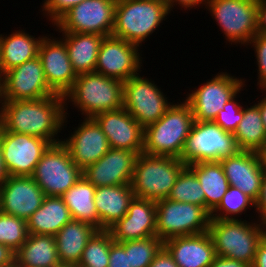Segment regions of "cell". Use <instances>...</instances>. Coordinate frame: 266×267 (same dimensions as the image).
Masks as SVG:
<instances>
[{"label":"cell","instance_id":"6da1fadb","mask_svg":"<svg viewBox=\"0 0 266 267\" xmlns=\"http://www.w3.org/2000/svg\"><path fill=\"white\" fill-rule=\"evenodd\" d=\"M67 115L62 95L38 100L3 101L0 127L7 132L28 134L55 144L62 141L58 133L66 126Z\"/></svg>","mask_w":266,"mask_h":267},{"label":"cell","instance_id":"7a4b0ae2","mask_svg":"<svg viewBox=\"0 0 266 267\" xmlns=\"http://www.w3.org/2000/svg\"><path fill=\"white\" fill-rule=\"evenodd\" d=\"M172 104L155 123L144 128L143 153L181 159L194 116L190 105L183 100Z\"/></svg>","mask_w":266,"mask_h":267},{"label":"cell","instance_id":"3957f363","mask_svg":"<svg viewBox=\"0 0 266 267\" xmlns=\"http://www.w3.org/2000/svg\"><path fill=\"white\" fill-rule=\"evenodd\" d=\"M65 97L84 117L123 108V82L97 72L79 74ZM68 103V104H67Z\"/></svg>","mask_w":266,"mask_h":267},{"label":"cell","instance_id":"277c9868","mask_svg":"<svg viewBox=\"0 0 266 267\" xmlns=\"http://www.w3.org/2000/svg\"><path fill=\"white\" fill-rule=\"evenodd\" d=\"M170 13L165 0H116L111 35L140 47Z\"/></svg>","mask_w":266,"mask_h":267},{"label":"cell","instance_id":"5b68a950","mask_svg":"<svg viewBox=\"0 0 266 267\" xmlns=\"http://www.w3.org/2000/svg\"><path fill=\"white\" fill-rule=\"evenodd\" d=\"M251 221L240 218L211 219L208 232L213 240L216 255L244 262L251 267L258 243L266 234L264 223Z\"/></svg>","mask_w":266,"mask_h":267},{"label":"cell","instance_id":"8992f818","mask_svg":"<svg viewBox=\"0 0 266 267\" xmlns=\"http://www.w3.org/2000/svg\"><path fill=\"white\" fill-rule=\"evenodd\" d=\"M186 166L179 158L138 154L131 181L134 196L152 201L168 198Z\"/></svg>","mask_w":266,"mask_h":267},{"label":"cell","instance_id":"52a82bcc","mask_svg":"<svg viewBox=\"0 0 266 267\" xmlns=\"http://www.w3.org/2000/svg\"><path fill=\"white\" fill-rule=\"evenodd\" d=\"M239 150L233 133L226 132L213 121H194L181 160L187 166L198 162H219Z\"/></svg>","mask_w":266,"mask_h":267},{"label":"cell","instance_id":"ba28073f","mask_svg":"<svg viewBox=\"0 0 266 267\" xmlns=\"http://www.w3.org/2000/svg\"><path fill=\"white\" fill-rule=\"evenodd\" d=\"M211 216L201 206L168 198L156 201V236L165 242L174 237L208 231Z\"/></svg>","mask_w":266,"mask_h":267},{"label":"cell","instance_id":"9c48e42d","mask_svg":"<svg viewBox=\"0 0 266 267\" xmlns=\"http://www.w3.org/2000/svg\"><path fill=\"white\" fill-rule=\"evenodd\" d=\"M258 0H208L205 8L218 23L226 41L246 46L257 34Z\"/></svg>","mask_w":266,"mask_h":267},{"label":"cell","instance_id":"30bf717a","mask_svg":"<svg viewBox=\"0 0 266 267\" xmlns=\"http://www.w3.org/2000/svg\"><path fill=\"white\" fill-rule=\"evenodd\" d=\"M82 175L66 146L59 142L48 147L31 177L46 196H62Z\"/></svg>","mask_w":266,"mask_h":267},{"label":"cell","instance_id":"8fae6325","mask_svg":"<svg viewBox=\"0 0 266 267\" xmlns=\"http://www.w3.org/2000/svg\"><path fill=\"white\" fill-rule=\"evenodd\" d=\"M149 79L138 74L123 82V108L143 128L157 122L173 104Z\"/></svg>","mask_w":266,"mask_h":267},{"label":"cell","instance_id":"7c38bea8","mask_svg":"<svg viewBox=\"0 0 266 267\" xmlns=\"http://www.w3.org/2000/svg\"><path fill=\"white\" fill-rule=\"evenodd\" d=\"M243 78L231 76L227 72H218L213 78L191 90L185 101L190 105L194 121H214L218 112L242 87L246 86Z\"/></svg>","mask_w":266,"mask_h":267},{"label":"cell","instance_id":"4fadbf2b","mask_svg":"<svg viewBox=\"0 0 266 267\" xmlns=\"http://www.w3.org/2000/svg\"><path fill=\"white\" fill-rule=\"evenodd\" d=\"M116 0H85L66 12L53 26L58 32L112 34Z\"/></svg>","mask_w":266,"mask_h":267},{"label":"cell","instance_id":"5bb4252c","mask_svg":"<svg viewBox=\"0 0 266 267\" xmlns=\"http://www.w3.org/2000/svg\"><path fill=\"white\" fill-rule=\"evenodd\" d=\"M50 145L43 138L7 132L0 127V146L8 176H31Z\"/></svg>","mask_w":266,"mask_h":267},{"label":"cell","instance_id":"9a60e30c","mask_svg":"<svg viewBox=\"0 0 266 267\" xmlns=\"http://www.w3.org/2000/svg\"><path fill=\"white\" fill-rule=\"evenodd\" d=\"M139 46L113 35L104 36L95 72L122 82L141 73L142 55Z\"/></svg>","mask_w":266,"mask_h":267},{"label":"cell","instance_id":"2e32d148","mask_svg":"<svg viewBox=\"0 0 266 267\" xmlns=\"http://www.w3.org/2000/svg\"><path fill=\"white\" fill-rule=\"evenodd\" d=\"M3 101L38 100L56 95L48 86L39 57L3 74Z\"/></svg>","mask_w":266,"mask_h":267},{"label":"cell","instance_id":"e0dca14e","mask_svg":"<svg viewBox=\"0 0 266 267\" xmlns=\"http://www.w3.org/2000/svg\"><path fill=\"white\" fill-rule=\"evenodd\" d=\"M49 36L43 35L38 48V57L49 88L55 94L65 96L73 87L78 75L72 67L64 41Z\"/></svg>","mask_w":266,"mask_h":267},{"label":"cell","instance_id":"ac0fdd59","mask_svg":"<svg viewBox=\"0 0 266 267\" xmlns=\"http://www.w3.org/2000/svg\"><path fill=\"white\" fill-rule=\"evenodd\" d=\"M45 197L31 176H8L0 187V211L27 221Z\"/></svg>","mask_w":266,"mask_h":267},{"label":"cell","instance_id":"d6986e66","mask_svg":"<svg viewBox=\"0 0 266 267\" xmlns=\"http://www.w3.org/2000/svg\"><path fill=\"white\" fill-rule=\"evenodd\" d=\"M83 122L61 142L68 149L73 162L83 171L97 162L111 148L107 137L92 117Z\"/></svg>","mask_w":266,"mask_h":267},{"label":"cell","instance_id":"ffe728a7","mask_svg":"<svg viewBox=\"0 0 266 267\" xmlns=\"http://www.w3.org/2000/svg\"><path fill=\"white\" fill-rule=\"evenodd\" d=\"M99 125L111 148L143 153L144 128L125 110L100 112L92 117Z\"/></svg>","mask_w":266,"mask_h":267},{"label":"cell","instance_id":"44dd1931","mask_svg":"<svg viewBox=\"0 0 266 267\" xmlns=\"http://www.w3.org/2000/svg\"><path fill=\"white\" fill-rule=\"evenodd\" d=\"M138 154L110 148L97 162L83 170V176L96 188L131 184Z\"/></svg>","mask_w":266,"mask_h":267},{"label":"cell","instance_id":"7402d4cb","mask_svg":"<svg viewBox=\"0 0 266 267\" xmlns=\"http://www.w3.org/2000/svg\"><path fill=\"white\" fill-rule=\"evenodd\" d=\"M219 162L229 185L256 201L265 174L260 152L239 150Z\"/></svg>","mask_w":266,"mask_h":267},{"label":"cell","instance_id":"603a6c76","mask_svg":"<svg viewBox=\"0 0 266 267\" xmlns=\"http://www.w3.org/2000/svg\"><path fill=\"white\" fill-rule=\"evenodd\" d=\"M108 230L118 243L156 236V201L134 197L126 215Z\"/></svg>","mask_w":266,"mask_h":267},{"label":"cell","instance_id":"cb8c5ba5","mask_svg":"<svg viewBox=\"0 0 266 267\" xmlns=\"http://www.w3.org/2000/svg\"><path fill=\"white\" fill-rule=\"evenodd\" d=\"M178 267H209L216 256L209 232L174 237L164 242Z\"/></svg>","mask_w":266,"mask_h":267},{"label":"cell","instance_id":"d4e9b609","mask_svg":"<svg viewBox=\"0 0 266 267\" xmlns=\"http://www.w3.org/2000/svg\"><path fill=\"white\" fill-rule=\"evenodd\" d=\"M134 197L131 184L97 187L94 204L99 217V230H108L126 215Z\"/></svg>","mask_w":266,"mask_h":267},{"label":"cell","instance_id":"484cf974","mask_svg":"<svg viewBox=\"0 0 266 267\" xmlns=\"http://www.w3.org/2000/svg\"><path fill=\"white\" fill-rule=\"evenodd\" d=\"M98 229L79 220L66 223L55 235L60 263L79 264L87 242Z\"/></svg>","mask_w":266,"mask_h":267},{"label":"cell","instance_id":"4316f807","mask_svg":"<svg viewBox=\"0 0 266 267\" xmlns=\"http://www.w3.org/2000/svg\"><path fill=\"white\" fill-rule=\"evenodd\" d=\"M71 220L70 211L61 196H46L27 220V231L28 234L55 236Z\"/></svg>","mask_w":266,"mask_h":267},{"label":"cell","instance_id":"83f0119b","mask_svg":"<svg viewBox=\"0 0 266 267\" xmlns=\"http://www.w3.org/2000/svg\"><path fill=\"white\" fill-rule=\"evenodd\" d=\"M62 33L72 67L77 75L94 72L97 64L98 52L102 35L89 33Z\"/></svg>","mask_w":266,"mask_h":267},{"label":"cell","instance_id":"f1b7e54d","mask_svg":"<svg viewBox=\"0 0 266 267\" xmlns=\"http://www.w3.org/2000/svg\"><path fill=\"white\" fill-rule=\"evenodd\" d=\"M9 35L0 34V55L2 73L22 65L38 56V48L43 36L33 37L23 30H14Z\"/></svg>","mask_w":266,"mask_h":267},{"label":"cell","instance_id":"f546056e","mask_svg":"<svg viewBox=\"0 0 266 267\" xmlns=\"http://www.w3.org/2000/svg\"><path fill=\"white\" fill-rule=\"evenodd\" d=\"M55 236L28 234L15 252V267H54L59 264Z\"/></svg>","mask_w":266,"mask_h":267},{"label":"cell","instance_id":"4dcf8cb0","mask_svg":"<svg viewBox=\"0 0 266 267\" xmlns=\"http://www.w3.org/2000/svg\"><path fill=\"white\" fill-rule=\"evenodd\" d=\"M96 187L83 175L61 198L68 207L72 220L89 223L99 230V217L94 204Z\"/></svg>","mask_w":266,"mask_h":267},{"label":"cell","instance_id":"1f68e13d","mask_svg":"<svg viewBox=\"0 0 266 267\" xmlns=\"http://www.w3.org/2000/svg\"><path fill=\"white\" fill-rule=\"evenodd\" d=\"M188 167L195 173L205 194V209L211 213L229 188L220 162H198Z\"/></svg>","mask_w":266,"mask_h":267},{"label":"cell","instance_id":"d6a6232c","mask_svg":"<svg viewBox=\"0 0 266 267\" xmlns=\"http://www.w3.org/2000/svg\"><path fill=\"white\" fill-rule=\"evenodd\" d=\"M245 107V108H244ZM243 107V117L234 132L240 150L260 152L266 146V132L256 103Z\"/></svg>","mask_w":266,"mask_h":267},{"label":"cell","instance_id":"836d02e7","mask_svg":"<svg viewBox=\"0 0 266 267\" xmlns=\"http://www.w3.org/2000/svg\"><path fill=\"white\" fill-rule=\"evenodd\" d=\"M169 200L187 202L205 208V194L195 173L186 166L172 187Z\"/></svg>","mask_w":266,"mask_h":267},{"label":"cell","instance_id":"e575fe53","mask_svg":"<svg viewBox=\"0 0 266 267\" xmlns=\"http://www.w3.org/2000/svg\"><path fill=\"white\" fill-rule=\"evenodd\" d=\"M249 207L255 208V201L239 188L229 186L219 205L210 213V216L211 219L239 220L238 215L245 214Z\"/></svg>","mask_w":266,"mask_h":267},{"label":"cell","instance_id":"d590c367","mask_svg":"<svg viewBox=\"0 0 266 267\" xmlns=\"http://www.w3.org/2000/svg\"><path fill=\"white\" fill-rule=\"evenodd\" d=\"M113 242L109 230H97L87 242L79 264L86 267H108L110 246Z\"/></svg>","mask_w":266,"mask_h":267},{"label":"cell","instance_id":"8d00e7d4","mask_svg":"<svg viewBox=\"0 0 266 267\" xmlns=\"http://www.w3.org/2000/svg\"><path fill=\"white\" fill-rule=\"evenodd\" d=\"M164 246L157 236L125 242L128 253L129 267H149L155 255Z\"/></svg>","mask_w":266,"mask_h":267},{"label":"cell","instance_id":"74e56055","mask_svg":"<svg viewBox=\"0 0 266 267\" xmlns=\"http://www.w3.org/2000/svg\"><path fill=\"white\" fill-rule=\"evenodd\" d=\"M28 236L27 221L0 211V244L16 252Z\"/></svg>","mask_w":266,"mask_h":267},{"label":"cell","instance_id":"f35d334b","mask_svg":"<svg viewBox=\"0 0 266 267\" xmlns=\"http://www.w3.org/2000/svg\"><path fill=\"white\" fill-rule=\"evenodd\" d=\"M243 87L224 105L223 110H220L213 122L218 124L226 132L233 133L238 127L239 122L243 117V106L237 101V96ZM236 98V99H235Z\"/></svg>","mask_w":266,"mask_h":267},{"label":"cell","instance_id":"ab89813d","mask_svg":"<svg viewBox=\"0 0 266 267\" xmlns=\"http://www.w3.org/2000/svg\"><path fill=\"white\" fill-rule=\"evenodd\" d=\"M253 47L256 56L257 70V85L261 89V92L266 89V34H256L251 41L247 44V47ZM263 90V91H262Z\"/></svg>","mask_w":266,"mask_h":267},{"label":"cell","instance_id":"60d3db41","mask_svg":"<svg viewBox=\"0 0 266 267\" xmlns=\"http://www.w3.org/2000/svg\"><path fill=\"white\" fill-rule=\"evenodd\" d=\"M85 0H44L42 14L54 25L66 12Z\"/></svg>","mask_w":266,"mask_h":267},{"label":"cell","instance_id":"b9f144b4","mask_svg":"<svg viewBox=\"0 0 266 267\" xmlns=\"http://www.w3.org/2000/svg\"><path fill=\"white\" fill-rule=\"evenodd\" d=\"M108 267H129L128 253L125 252V242H113L110 246Z\"/></svg>","mask_w":266,"mask_h":267},{"label":"cell","instance_id":"7bdbcfd3","mask_svg":"<svg viewBox=\"0 0 266 267\" xmlns=\"http://www.w3.org/2000/svg\"><path fill=\"white\" fill-rule=\"evenodd\" d=\"M255 210L259 216L258 221L266 223V172L263 176L260 192L258 198L255 201Z\"/></svg>","mask_w":266,"mask_h":267},{"label":"cell","instance_id":"ee69618b","mask_svg":"<svg viewBox=\"0 0 266 267\" xmlns=\"http://www.w3.org/2000/svg\"><path fill=\"white\" fill-rule=\"evenodd\" d=\"M149 267H178V265L174 262L173 256L163 246L155 255Z\"/></svg>","mask_w":266,"mask_h":267},{"label":"cell","instance_id":"f6af8a7d","mask_svg":"<svg viewBox=\"0 0 266 267\" xmlns=\"http://www.w3.org/2000/svg\"><path fill=\"white\" fill-rule=\"evenodd\" d=\"M167 6H168V10L171 12L173 11L172 8L174 6H177V4L179 6H181V9L182 7L184 8V10L186 9L187 11L189 9H196L195 7H200L201 5L203 6H206V3L208 2V0H165Z\"/></svg>","mask_w":266,"mask_h":267},{"label":"cell","instance_id":"bcb514c9","mask_svg":"<svg viewBox=\"0 0 266 267\" xmlns=\"http://www.w3.org/2000/svg\"><path fill=\"white\" fill-rule=\"evenodd\" d=\"M257 33L266 34V0L257 2Z\"/></svg>","mask_w":266,"mask_h":267},{"label":"cell","instance_id":"7dc6e473","mask_svg":"<svg viewBox=\"0 0 266 267\" xmlns=\"http://www.w3.org/2000/svg\"><path fill=\"white\" fill-rule=\"evenodd\" d=\"M251 267H266V234L259 241Z\"/></svg>","mask_w":266,"mask_h":267},{"label":"cell","instance_id":"c3c4849f","mask_svg":"<svg viewBox=\"0 0 266 267\" xmlns=\"http://www.w3.org/2000/svg\"><path fill=\"white\" fill-rule=\"evenodd\" d=\"M0 267H15V252L0 244Z\"/></svg>","mask_w":266,"mask_h":267},{"label":"cell","instance_id":"681fc988","mask_svg":"<svg viewBox=\"0 0 266 267\" xmlns=\"http://www.w3.org/2000/svg\"><path fill=\"white\" fill-rule=\"evenodd\" d=\"M209 267H249L246 263L216 255Z\"/></svg>","mask_w":266,"mask_h":267},{"label":"cell","instance_id":"f907efd6","mask_svg":"<svg viewBox=\"0 0 266 267\" xmlns=\"http://www.w3.org/2000/svg\"><path fill=\"white\" fill-rule=\"evenodd\" d=\"M257 105L260 109L262 122L264 124L265 132H266V93L264 95V98L258 101Z\"/></svg>","mask_w":266,"mask_h":267},{"label":"cell","instance_id":"816d5d0a","mask_svg":"<svg viewBox=\"0 0 266 267\" xmlns=\"http://www.w3.org/2000/svg\"><path fill=\"white\" fill-rule=\"evenodd\" d=\"M7 177H8V174L6 172V168H5L3 156H2V149L0 146V187L4 183V181L7 179Z\"/></svg>","mask_w":266,"mask_h":267},{"label":"cell","instance_id":"f5cc1de1","mask_svg":"<svg viewBox=\"0 0 266 267\" xmlns=\"http://www.w3.org/2000/svg\"><path fill=\"white\" fill-rule=\"evenodd\" d=\"M260 155H261V158H262L264 171L266 172V146L260 151Z\"/></svg>","mask_w":266,"mask_h":267},{"label":"cell","instance_id":"db71d44e","mask_svg":"<svg viewBox=\"0 0 266 267\" xmlns=\"http://www.w3.org/2000/svg\"><path fill=\"white\" fill-rule=\"evenodd\" d=\"M2 77H3V76H0V115H1V109H2V106H3Z\"/></svg>","mask_w":266,"mask_h":267},{"label":"cell","instance_id":"11a10c76","mask_svg":"<svg viewBox=\"0 0 266 267\" xmlns=\"http://www.w3.org/2000/svg\"><path fill=\"white\" fill-rule=\"evenodd\" d=\"M54 267H75L73 264H67V263H59L55 265Z\"/></svg>","mask_w":266,"mask_h":267},{"label":"cell","instance_id":"9f6ffc18","mask_svg":"<svg viewBox=\"0 0 266 267\" xmlns=\"http://www.w3.org/2000/svg\"><path fill=\"white\" fill-rule=\"evenodd\" d=\"M0 76H3L2 67H1V55H0Z\"/></svg>","mask_w":266,"mask_h":267},{"label":"cell","instance_id":"6f0895ef","mask_svg":"<svg viewBox=\"0 0 266 267\" xmlns=\"http://www.w3.org/2000/svg\"><path fill=\"white\" fill-rule=\"evenodd\" d=\"M75 267H86V266L81 265V264H76Z\"/></svg>","mask_w":266,"mask_h":267}]
</instances>
